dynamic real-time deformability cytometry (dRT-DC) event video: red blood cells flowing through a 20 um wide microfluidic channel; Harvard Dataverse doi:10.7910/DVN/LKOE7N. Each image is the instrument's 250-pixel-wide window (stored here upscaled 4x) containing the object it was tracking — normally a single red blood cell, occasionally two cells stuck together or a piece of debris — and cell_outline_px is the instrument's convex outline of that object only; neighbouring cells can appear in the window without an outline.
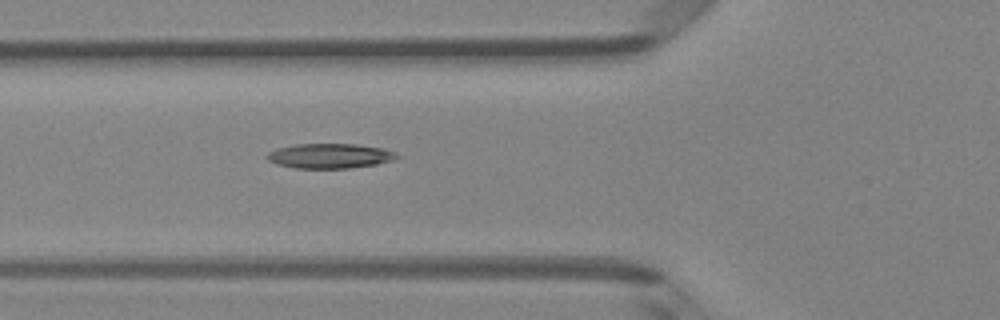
{"species": "Egyptian fruit bat (a non-hibernating species)", "species_latin": "Rousettus aegyptiacus", "temperature_condition": "room temperature", "stored_images_in_passage": 6, "camera_frame_rate_fps": 3000, "um_per_image_px": 0.085, "animal": {"sex": "female"}, "frame": {"image": 1, "passage_image": 6, "time_ms": 5.667, "image_size_px": [1000, 320], "cell_outline_px": [[400, 156], [396, 160], [376, 164], [348, 168], [296, 168], [276, 164], [268, 160], [264, 156], [268, 152], [276, 148], [296, 144], [356, 144], [384, 148], [396, 152]], "centroid_in_image_um": [28.04, 13.25], "position_along_channel_um": 97.8, "area_um2": 18.96}}